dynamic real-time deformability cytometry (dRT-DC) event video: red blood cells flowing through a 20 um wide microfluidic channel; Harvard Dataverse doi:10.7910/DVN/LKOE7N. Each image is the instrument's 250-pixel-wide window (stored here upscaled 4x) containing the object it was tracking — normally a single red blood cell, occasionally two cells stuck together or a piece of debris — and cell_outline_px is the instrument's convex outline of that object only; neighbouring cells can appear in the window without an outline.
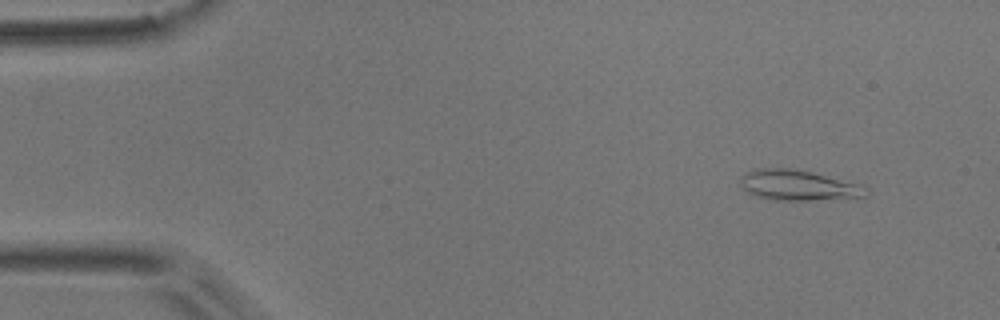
{"species": "common noctule bat (a hibernating species)", "species_latin": "Nyctalus noctula", "temperature_condition": "room temperature", "stored_images_in_passage": 4, "camera_frame_rate_fps": 3000, "um_per_image_px": 0.085, "animal": {"sex": "male", "body_mass_g": 17.9}, "frame": {"image": 1, "passage_image": 2, "time_ms": 0.333, "image_size_px": [1000, 320], "cell_outline_px": [[868, 196], [808, 200], [772, 200], [756, 196], [748, 192], [740, 184], [740, 176], [756, 168], [792, 168], [856, 184], [868, 188]], "centroid_in_image_um": [67.77, 15.75], "position_along_channel_um": 17.2, "area_um2": 21.73}}